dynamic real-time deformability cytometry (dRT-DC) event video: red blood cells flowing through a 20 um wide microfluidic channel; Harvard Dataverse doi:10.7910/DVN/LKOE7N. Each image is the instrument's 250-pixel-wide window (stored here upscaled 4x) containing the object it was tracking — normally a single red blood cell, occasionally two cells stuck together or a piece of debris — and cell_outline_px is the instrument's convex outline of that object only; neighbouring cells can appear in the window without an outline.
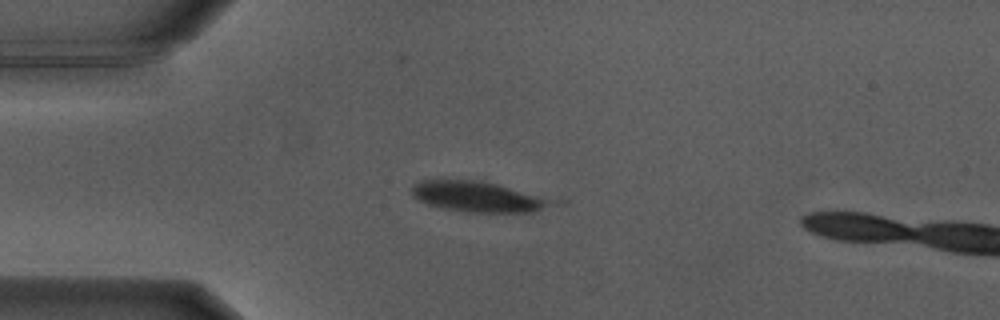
{"species": "Egyptian fruit bat (a non-hibernating species)", "species_latin": "Rousettus aegyptiacus", "temperature_condition": "warm", "stored_images_in_passage": 6, "camera_frame_rate_fps": 3000, "um_per_image_px": 0.085, "animal": {"sex": "male"}, "frame": {"image": 1, "passage_image": 1, "time_ms": 0.0, "image_size_px": [1000, 320], "cell_outline_px": [[548, 204], [532, 212], [464, 212], [444, 208], [428, 204], [412, 196], [412, 188], [420, 180], [480, 180], [496, 184], [548, 200]], "centroid_in_image_um": [40.41, 16.71], "position_along_channel_um": 44.6, "area_um2": 23.64}}